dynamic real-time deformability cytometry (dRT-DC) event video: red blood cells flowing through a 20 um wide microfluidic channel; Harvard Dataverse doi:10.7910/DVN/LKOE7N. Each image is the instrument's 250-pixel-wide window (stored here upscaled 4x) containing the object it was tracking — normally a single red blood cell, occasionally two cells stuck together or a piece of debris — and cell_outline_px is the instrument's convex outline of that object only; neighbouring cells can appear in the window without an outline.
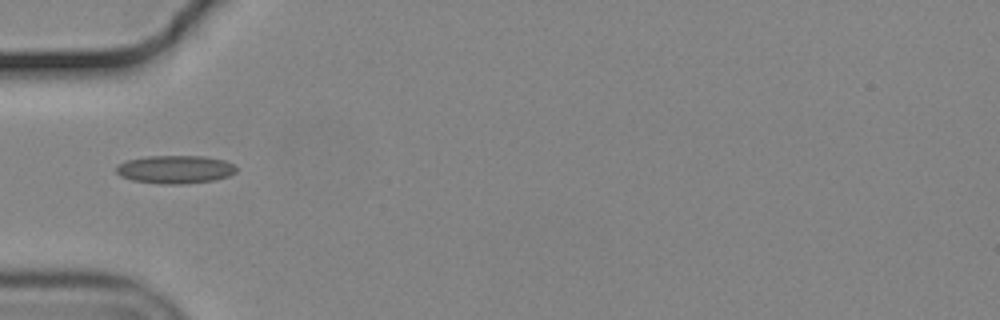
{"species": "common noctule bat (a hibernating species)", "species_latin": "Nyctalus noctula", "temperature_condition": "cold", "stored_images_in_passage": 9, "camera_frame_rate_fps": 3000, "um_per_image_px": 0.085, "animal": {"sex": "male", "body_mass_g": 19.2, "forearm_length_mm": 51.8}, "frame": {"image": 1, "passage_image": 1, "time_ms": 0.0, "image_size_px": [1000, 320], "cell_outline_px": [[236, 172], [228, 176], [212, 180], [184, 184], [160, 184], [132, 180], [120, 176], [116, 172], [116, 164], [128, 160], [148, 156], [204, 156], [224, 160], [232, 164], [236, 168]], "centroid_in_image_um": [14.86, 14.4], "position_along_channel_um": 70.1, "area_um2": 19.65}}
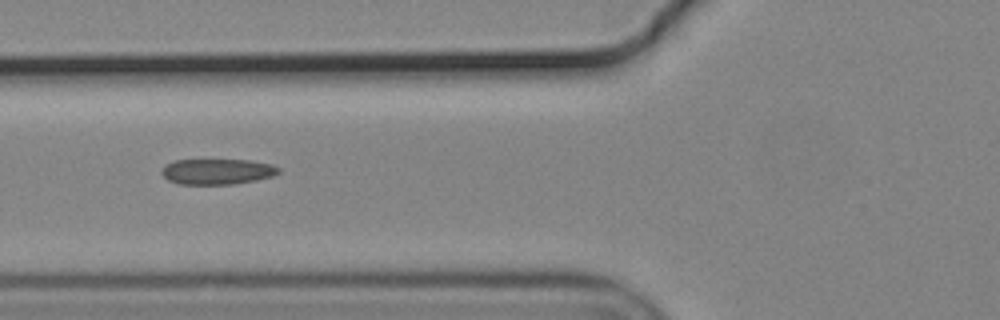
{"frame": {"image": 2, "passage_image": 4, "time_ms": 1.0, "image_size_px": [1000, 320], "cell_outline_px": [[280, 172], [272, 176], [256, 180], [232, 184], [180, 184], [168, 180], [160, 172], [164, 164], [176, 160], [252, 160], [272, 164], [280, 168]], "centroid_in_image_um": [18.46, 14.57], "position_along_channel_um": 107.3, "area_um2": 17.51}}
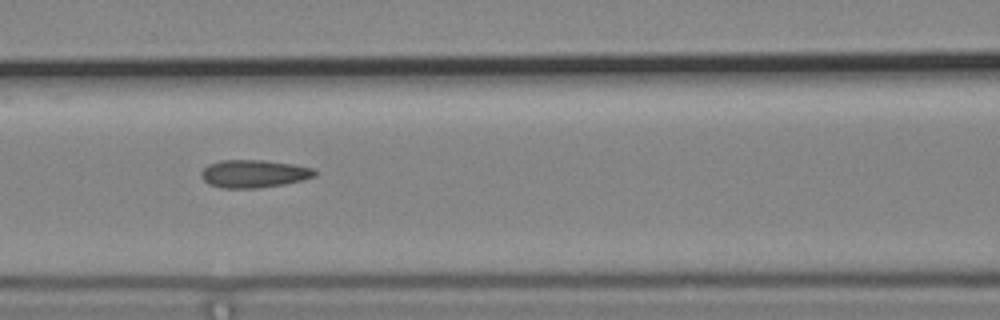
{"frame": {"image": 3, "passage_image": 7, "time_ms": 2.0, "image_size_px": [1000, 320], "cell_outline_px": [[316, 176], [304, 180], [284, 184], [256, 188], [220, 188], [208, 184], [200, 176], [200, 172], [208, 164], [220, 160], [264, 160], [292, 164], [316, 168]], "centroid_in_image_um": [21.58, 14.76], "position_along_channel_um": 145.0, "area_um2": 18.61}}